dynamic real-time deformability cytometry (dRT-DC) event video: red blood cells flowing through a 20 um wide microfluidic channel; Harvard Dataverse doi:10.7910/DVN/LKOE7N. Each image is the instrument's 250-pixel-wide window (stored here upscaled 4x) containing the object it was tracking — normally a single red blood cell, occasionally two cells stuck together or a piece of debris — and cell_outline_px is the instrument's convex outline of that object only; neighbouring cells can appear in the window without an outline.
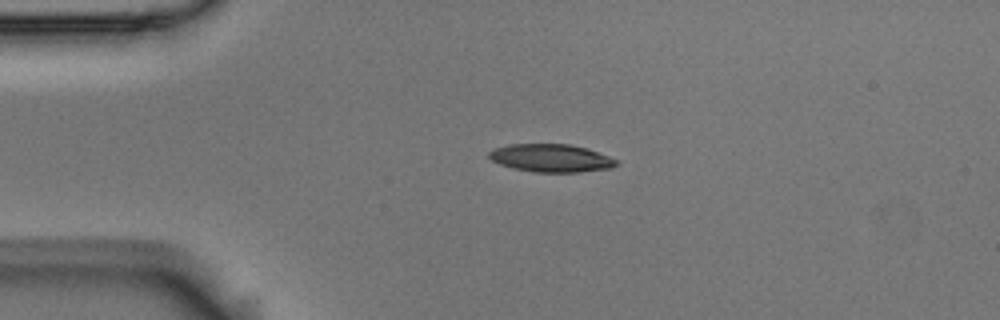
{"species": "Egyptian fruit bat (a non-hibernating species)", "species_latin": "Rousettus aegyptiacus", "temperature_condition": "room temperature", "stored_images_in_passage": 3, "camera_frame_rate_fps": 3000, "um_per_image_px": 0.085, "animal": {"sex": "male"}, "frame": {"image": 1, "passage_image": 2, "time_ms": 0.333, "image_size_px": [1000, 320], "cell_outline_px": [[620, 164], [612, 168], [580, 172], [536, 172], [512, 168], [500, 164], [492, 160], [488, 156], [488, 152], [492, 148], [508, 144], [572, 144], [588, 148], [620, 160]], "centroid_in_image_um": [46.88, 13.43], "position_along_channel_um": 38.1, "area_um2": 21.1}}